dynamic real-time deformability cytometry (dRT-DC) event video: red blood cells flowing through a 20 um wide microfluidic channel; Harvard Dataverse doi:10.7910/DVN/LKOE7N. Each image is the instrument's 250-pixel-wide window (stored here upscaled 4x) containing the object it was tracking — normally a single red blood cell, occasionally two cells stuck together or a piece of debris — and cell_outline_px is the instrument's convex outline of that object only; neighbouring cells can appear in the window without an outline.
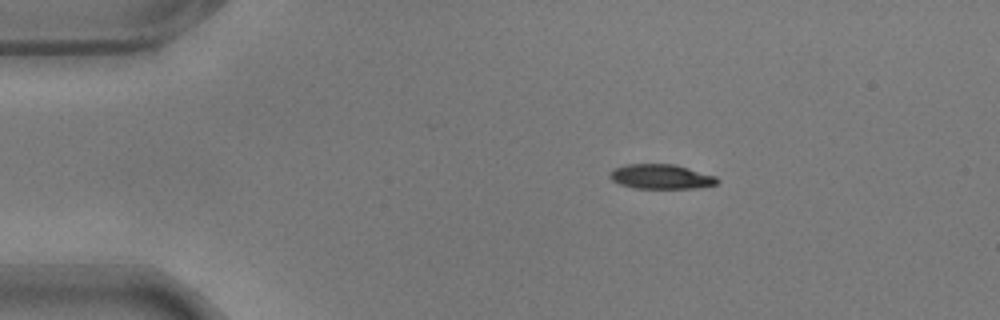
{"species": "common noctule bat (a hibernating species)", "species_latin": "Nyctalus noctula", "temperature_condition": "warm", "stored_images_in_passage": 41, "camera_frame_rate_fps": 3000, "um_per_image_px": 0.085, "animal": {"sex": "male", "body_mass_g": 17.9}, "frame": {"image": 1, "passage_image": 1, "time_ms": 0.0, "image_size_px": [1000, 320], "cell_outline_px": [[720, 180], [716, 184], [700, 188], [636, 188], [620, 184], [612, 180], [608, 176], [608, 172], [612, 168], [624, 164], [676, 164], [716, 176]], "centroid_in_image_um": [56.17, 15.0], "position_along_channel_um": 28.8, "area_um2": 15.66}}
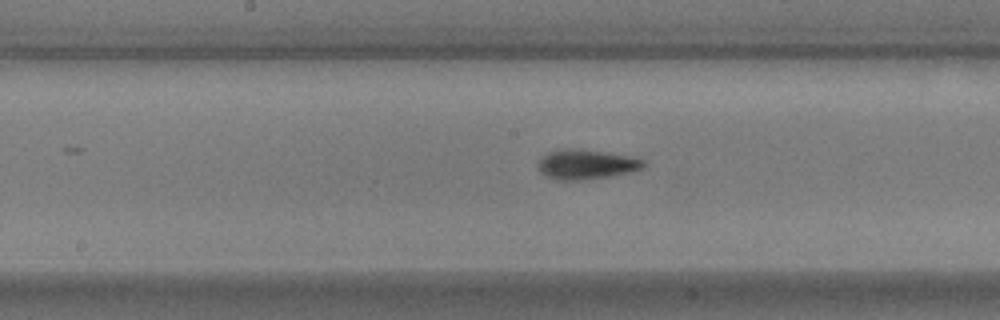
{"frame": {"image": 2, "passage_image": 20, "time_ms": 6.333, "image_size_px": [1000, 320], "cell_outline_px": [[648, 164], [644, 168], [628, 172], [608, 176], [580, 180], [560, 180], [544, 176], [536, 168], [536, 164], [540, 156], [556, 148], [572, 148], [600, 152], [624, 156], [644, 160]], "centroid_in_image_um": [49.71, 13.97], "position_along_channel_um": 198.5, "area_um2": 18.26}}
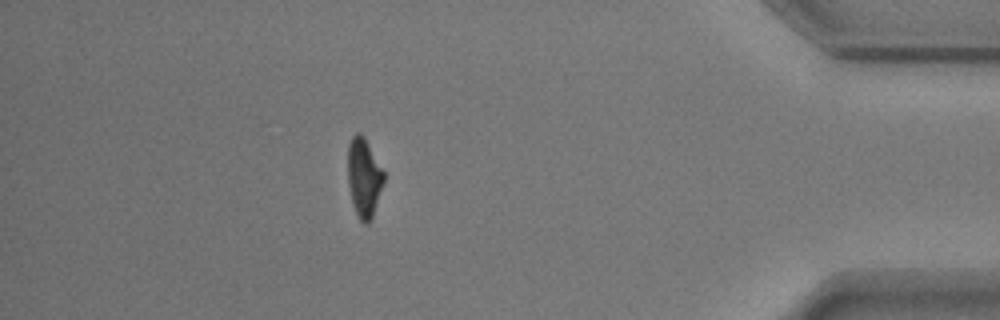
{"frame": {"image": 3, "passage_image": 41, "time_ms": 13.333, "image_size_px": [1000, 320], "cell_outline_px": [[384, 180], [372, 220], [368, 224], [364, 224], [360, 220], [356, 212], [352, 200], [348, 184], [348, 144], [352, 136], [356, 132], [360, 132], [364, 136], [384, 172]], "centroid_in_image_um": [30.93, 15.09], "position_along_channel_um": 404.3, "area_um2": 16.53}, "authors_computed_cell_mechanics": {"area_um2": 16.762, "velocity_mm_per_s": 3.5782, "shape_relaxation_time_tau1_ms": 2.8878, "shape_relaxation_time_tau2_ms": 5.2415, "deformation_change_tau1": 0.1904, "deformation_change_tau2": 0.1498}}